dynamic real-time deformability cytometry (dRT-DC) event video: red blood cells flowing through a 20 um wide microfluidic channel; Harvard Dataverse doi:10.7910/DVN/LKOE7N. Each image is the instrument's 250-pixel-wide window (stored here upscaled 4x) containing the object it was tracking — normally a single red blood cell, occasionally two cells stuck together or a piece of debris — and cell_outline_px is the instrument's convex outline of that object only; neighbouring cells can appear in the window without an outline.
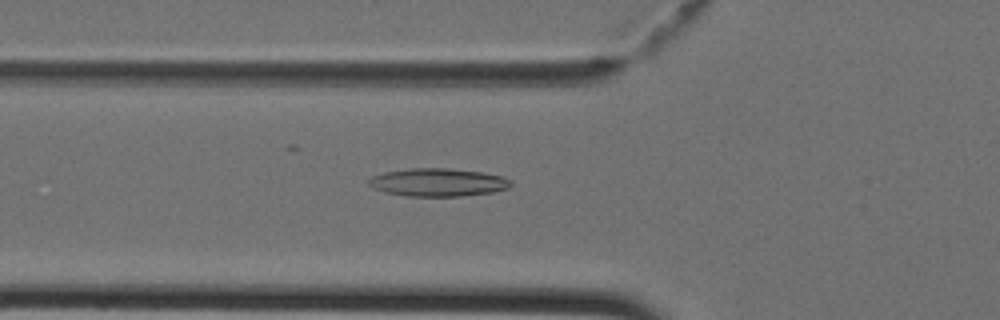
{"species": "Egyptian fruit bat (a non-hibernating species)", "species_latin": "Rousettus aegyptiacus", "temperature_condition": "cold", "stored_images_in_passage": 43, "camera_frame_rate_fps": 3000, "um_per_image_px": 0.085, "animal": {"sex": "female"}, "frame": {"image": 1, "passage_image": 15, "time_ms": 4.667, "image_size_px": [1000, 320], "cell_outline_px": [[512, 184], [508, 188], [492, 192], [460, 196], [408, 196], [384, 192], [372, 188], [368, 184], [368, 180], [372, 176], [384, 172], [412, 168], [448, 168], [480, 172], [500, 176], [508, 180]], "centroid_in_image_um": [37.16, 15.5], "position_along_channel_um": 88.6, "area_um2": 23.0}}
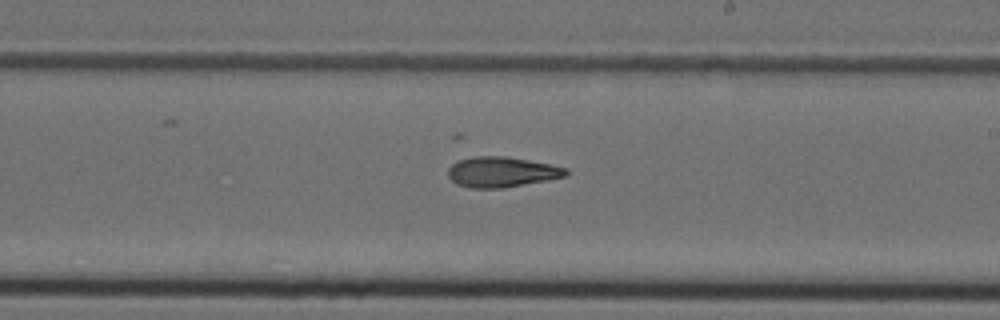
{"frame": {"image": 2, "passage_image": 25, "time_ms": 8.0, "image_size_px": [1000, 320], "cell_outline_px": [[568, 176], [548, 180], [504, 188], [468, 188], [456, 184], [448, 176], [448, 168], [452, 164], [460, 160], [476, 156], [504, 156], [528, 160], [568, 168]], "centroid_in_image_um": [42.65, 14.63], "position_along_channel_um": 246.4, "area_um2": 20.87}}
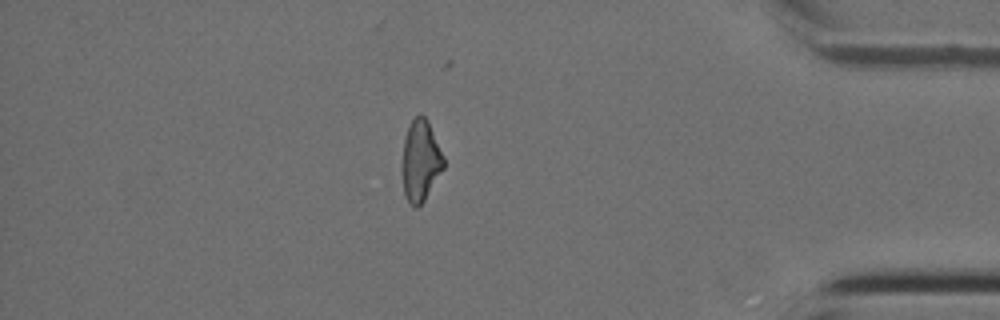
{"frame": {"image": 3, "passage_image": 37, "time_ms": 12.0, "image_size_px": [1000, 320], "cell_outline_px": [[444, 168], [424, 200], [416, 208], [404, 196], [404, 140], [408, 128], [412, 120], [420, 112], [428, 120], [444, 156]], "centroid_in_image_um": [35.79, 13.63], "position_along_channel_um": 399.4, "area_um2": 19.07}}